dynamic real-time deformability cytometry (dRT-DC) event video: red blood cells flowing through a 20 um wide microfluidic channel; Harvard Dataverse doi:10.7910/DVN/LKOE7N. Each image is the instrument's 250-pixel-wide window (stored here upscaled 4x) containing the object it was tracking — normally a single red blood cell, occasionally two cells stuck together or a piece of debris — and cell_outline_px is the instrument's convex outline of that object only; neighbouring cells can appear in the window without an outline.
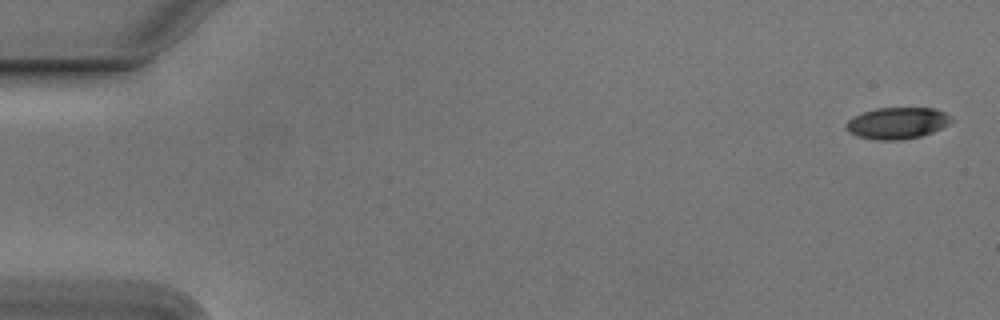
{"species": "Egyptian fruit bat (a non-hibernating species)", "species_latin": "Rousettus aegyptiacus", "temperature_condition": "cold", "stored_images_in_passage": 55, "camera_frame_rate_fps": 3000, "um_per_image_px": 0.085, "animal": {"sex": "male"}, "frame": {"image": 1, "passage_image": 2, "time_ms": 0.333, "image_size_px": [1000, 320], "cell_outline_px": [[956, 120], [932, 132], [920, 136], [900, 140], [876, 140], [856, 136], [848, 132], [844, 124], [852, 116], [876, 108], [936, 108], [952, 116]], "centroid_in_image_um": [76.26, 10.46], "position_along_channel_um": 8.7, "area_um2": 19.54}}
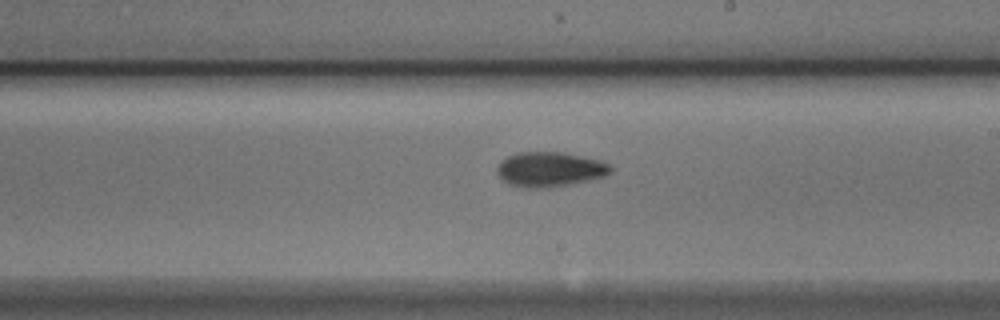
{"frame": {"image": 2, "passage_image": 32, "time_ms": 10.333, "image_size_px": [1000, 320], "cell_outline_px": [[612, 172], [604, 176], [572, 184], [548, 188], [524, 188], [508, 184], [496, 172], [496, 168], [500, 160], [516, 152], [564, 152], [600, 160], [612, 164]], "centroid_in_image_um": [46.73, 14.39], "position_along_channel_um": 242.3, "area_um2": 23.35}}
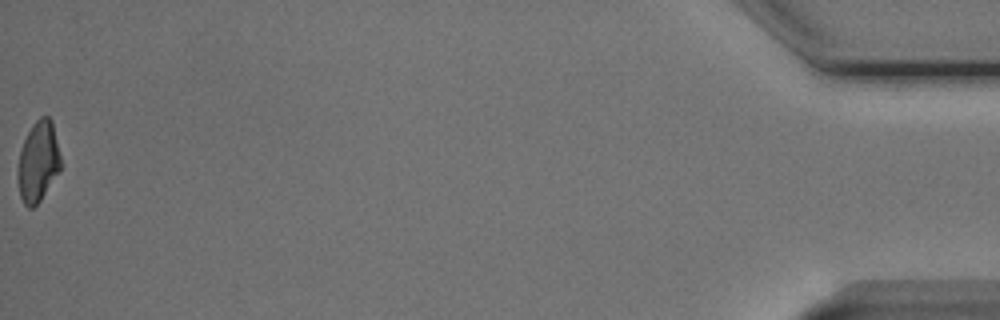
{"frame": {"image": 3, "passage_image": 55, "time_ms": 18.0, "image_size_px": [1000, 320], "cell_outline_px": [[64, 164], [40, 200], [32, 208], [28, 208], [24, 204], [20, 196], [16, 176], [16, 172], [20, 152], [24, 140], [32, 124], [40, 116], [48, 116], [52, 120]], "centroid_in_image_um": [3.26, 13.72], "position_along_channel_um": 431.9, "area_um2": 20.58}, "authors_computed_cell_mechanics": {"area_um2": 21.0392, "velocity_mm_per_s": 3.7841, "shape_relaxation_time_tau1_ms": 4.1384, "shape_relaxation_time_tau2_ms": 5.7273, "deformation_change_tau1": 0.1469, "deformation_change_tau2": 0.1173}}